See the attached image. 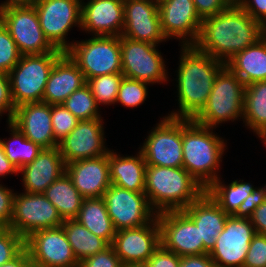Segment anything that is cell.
<instances>
[{"mask_svg": "<svg viewBox=\"0 0 266 267\" xmlns=\"http://www.w3.org/2000/svg\"><path fill=\"white\" fill-rule=\"evenodd\" d=\"M180 256L166 250L162 245L147 260L148 267H179Z\"/></svg>", "mask_w": 266, "mask_h": 267, "instance_id": "obj_47", "label": "cell"}, {"mask_svg": "<svg viewBox=\"0 0 266 267\" xmlns=\"http://www.w3.org/2000/svg\"><path fill=\"white\" fill-rule=\"evenodd\" d=\"M11 174L18 175V170L6 157L3 146L0 144V177L4 178V176Z\"/></svg>", "mask_w": 266, "mask_h": 267, "instance_id": "obj_52", "label": "cell"}, {"mask_svg": "<svg viewBox=\"0 0 266 267\" xmlns=\"http://www.w3.org/2000/svg\"><path fill=\"white\" fill-rule=\"evenodd\" d=\"M35 0H5L0 3V7H5L9 5H30L33 4Z\"/></svg>", "mask_w": 266, "mask_h": 267, "instance_id": "obj_53", "label": "cell"}, {"mask_svg": "<svg viewBox=\"0 0 266 267\" xmlns=\"http://www.w3.org/2000/svg\"><path fill=\"white\" fill-rule=\"evenodd\" d=\"M182 211L199 227L200 240L210 252L215 246L216 238L224 229L229 214L207 192Z\"/></svg>", "mask_w": 266, "mask_h": 267, "instance_id": "obj_26", "label": "cell"}, {"mask_svg": "<svg viewBox=\"0 0 266 267\" xmlns=\"http://www.w3.org/2000/svg\"><path fill=\"white\" fill-rule=\"evenodd\" d=\"M124 75L122 73H113L100 75L86 80L97 105L115 104L119 85Z\"/></svg>", "mask_w": 266, "mask_h": 267, "instance_id": "obj_36", "label": "cell"}, {"mask_svg": "<svg viewBox=\"0 0 266 267\" xmlns=\"http://www.w3.org/2000/svg\"><path fill=\"white\" fill-rule=\"evenodd\" d=\"M161 232V245L178 256L208 254L200 240L199 227L182 211L157 214Z\"/></svg>", "mask_w": 266, "mask_h": 267, "instance_id": "obj_16", "label": "cell"}, {"mask_svg": "<svg viewBox=\"0 0 266 267\" xmlns=\"http://www.w3.org/2000/svg\"><path fill=\"white\" fill-rule=\"evenodd\" d=\"M25 248V239L9 228H0V265L15 258Z\"/></svg>", "mask_w": 266, "mask_h": 267, "instance_id": "obj_40", "label": "cell"}, {"mask_svg": "<svg viewBox=\"0 0 266 267\" xmlns=\"http://www.w3.org/2000/svg\"><path fill=\"white\" fill-rule=\"evenodd\" d=\"M62 227L79 262L109 246L104 239L93 234L76 219L64 220Z\"/></svg>", "mask_w": 266, "mask_h": 267, "instance_id": "obj_32", "label": "cell"}, {"mask_svg": "<svg viewBox=\"0 0 266 267\" xmlns=\"http://www.w3.org/2000/svg\"><path fill=\"white\" fill-rule=\"evenodd\" d=\"M255 235L250 218L229 215L208 254L217 267H243L249 244Z\"/></svg>", "mask_w": 266, "mask_h": 267, "instance_id": "obj_15", "label": "cell"}, {"mask_svg": "<svg viewBox=\"0 0 266 267\" xmlns=\"http://www.w3.org/2000/svg\"><path fill=\"white\" fill-rule=\"evenodd\" d=\"M215 180L206 192L227 214L233 215L239 208L240 204L253 192L256 188L249 182L243 180H234L226 185L220 179Z\"/></svg>", "mask_w": 266, "mask_h": 267, "instance_id": "obj_33", "label": "cell"}, {"mask_svg": "<svg viewBox=\"0 0 266 267\" xmlns=\"http://www.w3.org/2000/svg\"><path fill=\"white\" fill-rule=\"evenodd\" d=\"M247 86L266 80V36L235 54L225 64Z\"/></svg>", "mask_w": 266, "mask_h": 267, "instance_id": "obj_28", "label": "cell"}, {"mask_svg": "<svg viewBox=\"0 0 266 267\" xmlns=\"http://www.w3.org/2000/svg\"><path fill=\"white\" fill-rule=\"evenodd\" d=\"M243 267H266V236L256 234L246 254Z\"/></svg>", "mask_w": 266, "mask_h": 267, "instance_id": "obj_41", "label": "cell"}, {"mask_svg": "<svg viewBox=\"0 0 266 267\" xmlns=\"http://www.w3.org/2000/svg\"><path fill=\"white\" fill-rule=\"evenodd\" d=\"M158 46L120 36L122 74L152 85L169 81L167 67Z\"/></svg>", "mask_w": 266, "mask_h": 267, "instance_id": "obj_11", "label": "cell"}, {"mask_svg": "<svg viewBox=\"0 0 266 267\" xmlns=\"http://www.w3.org/2000/svg\"><path fill=\"white\" fill-rule=\"evenodd\" d=\"M21 56L8 29L0 21V72L8 74L19 62Z\"/></svg>", "mask_w": 266, "mask_h": 267, "instance_id": "obj_38", "label": "cell"}, {"mask_svg": "<svg viewBox=\"0 0 266 267\" xmlns=\"http://www.w3.org/2000/svg\"><path fill=\"white\" fill-rule=\"evenodd\" d=\"M15 109L9 76L0 72V116L2 117V114L7 113V121H11L15 114Z\"/></svg>", "mask_w": 266, "mask_h": 267, "instance_id": "obj_43", "label": "cell"}, {"mask_svg": "<svg viewBox=\"0 0 266 267\" xmlns=\"http://www.w3.org/2000/svg\"><path fill=\"white\" fill-rule=\"evenodd\" d=\"M135 156H121L109 150L111 184L133 192L145 191L146 162L139 150Z\"/></svg>", "mask_w": 266, "mask_h": 267, "instance_id": "obj_27", "label": "cell"}, {"mask_svg": "<svg viewBox=\"0 0 266 267\" xmlns=\"http://www.w3.org/2000/svg\"><path fill=\"white\" fill-rule=\"evenodd\" d=\"M161 29L168 39H179L182 45H193L198 38L202 19L193 0H159Z\"/></svg>", "mask_w": 266, "mask_h": 267, "instance_id": "obj_18", "label": "cell"}, {"mask_svg": "<svg viewBox=\"0 0 266 267\" xmlns=\"http://www.w3.org/2000/svg\"><path fill=\"white\" fill-rule=\"evenodd\" d=\"M64 52L55 49L45 54L22 55L8 73L15 107L25 103L43 102V94L56 60Z\"/></svg>", "mask_w": 266, "mask_h": 267, "instance_id": "obj_6", "label": "cell"}, {"mask_svg": "<svg viewBox=\"0 0 266 267\" xmlns=\"http://www.w3.org/2000/svg\"><path fill=\"white\" fill-rule=\"evenodd\" d=\"M235 0H193L200 18L215 16L229 7Z\"/></svg>", "mask_w": 266, "mask_h": 267, "instance_id": "obj_46", "label": "cell"}, {"mask_svg": "<svg viewBox=\"0 0 266 267\" xmlns=\"http://www.w3.org/2000/svg\"><path fill=\"white\" fill-rule=\"evenodd\" d=\"M11 122L25 137L42 148L58 147L51 123V105L45 102L25 103L15 109Z\"/></svg>", "mask_w": 266, "mask_h": 267, "instance_id": "obj_23", "label": "cell"}, {"mask_svg": "<svg viewBox=\"0 0 266 267\" xmlns=\"http://www.w3.org/2000/svg\"><path fill=\"white\" fill-rule=\"evenodd\" d=\"M78 122L79 120L62 104L51 105V123L58 143L77 126Z\"/></svg>", "mask_w": 266, "mask_h": 267, "instance_id": "obj_39", "label": "cell"}, {"mask_svg": "<svg viewBox=\"0 0 266 267\" xmlns=\"http://www.w3.org/2000/svg\"><path fill=\"white\" fill-rule=\"evenodd\" d=\"M254 20L262 23L266 19V0H235Z\"/></svg>", "mask_w": 266, "mask_h": 267, "instance_id": "obj_48", "label": "cell"}, {"mask_svg": "<svg viewBox=\"0 0 266 267\" xmlns=\"http://www.w3.org/2000/svg\"><path fill=\"white\" fill-rule=\"evenodd\" d=\"M86 84L83 72L64 52L55 62L47 80L43 102L50 105L62 104L74 91Z\"/></svg>", "mask_w": 266, "mask_h": 267, "instance_id": "obj_25", "label": "cell"}, {"mask_svg": "<svg viewBox=\"0 0 266 267\" xmlns=\"http://www.w3.org/2000/svg\"><path fill=\"white\" fill-rule=\"evenodd\" d=\"M245 87L242 80L225 65L215 77L206 105L192 120L216 129L217 125L230 120L243 119Z\"/></svg>", "mask_w": 266, "mask_h": 267, "instance_id": "obj_5", "label": "cell"}, {"mask_svg": "<svg viewBox=\"0 0 266 267\" xmlns=\"http://www.w3.org/2000/svg\"><path fill=\"white\" fill-rule=\"evenodd\" d=\"M122 265L121 259L115 254L111 245L79 263V267H122Z\"/></svg>", "mask_w": 266, "mask_h": 267, "instance_id": "obj_42", "label": "cell"}, {"mask_svg": "<svg viewBox=\"0 0 266 267\" xmlns=\"http://www.w3.org/2000/svg\"><path fill=\"white\" fill-rule=\"evenodd\" d=\"M266 201V184L258 187L240 204L238 210L233 214L235 217L250 218L256 207Z\"/></svg>", "mask_w": 266, "mask_h": 267, "instance_id": "obj_44", "label": "cell"}, {"mask_svg": "<svg viewBox=\"0 0 266 267\" xmlns=\"http://www.w3.org/2000/svg\"><path fill=\"white\" fill-rule=\"evenodd\" d=\"M264 36L261 23L252 19L234 1L219 14L202 21L193 45L226 64L235 54L256 44Z\"/></svg>", "mask_w": 266, "mask_h": 267, "instance_id": "obj_1", "label": "cell"}, {"mask_svg": "<svg viewBox=\"0 0 266 267\" xmlns=\"http://www.w3.org/2000/svg\"><path fill=\"white\" fill-rule=\"evenodd\" d=\"M0 184V228H8L13 215L15 192Z\"/></svg>", "mask_w": 266, "mask_h": 267, "instance_id": "obj_45", "label": "cell"}, {"mask_svg": "<svg viewBox=\"0 0 266 267\" xmlns=\"http://www.w3.org/2000/svg\"><path fill=\"white\" fill-rule=\"evenodd\" d=\"M180 50L176 74L179 109L167 116L193 119L206 105L215 77L225 63L194 45H181Z\"/></svg>", "mask_w": 266, "mask_h": 267, "instance_id": "obj_2", "label": "cell"}, {"mask_svg": "<svg viewBox=\"0 0 266 267\" xmlns=\"http://www.w3.org/2000/svg\"><path fill=\"white\" fill-rule=\"evenodd\" d=\"M205 192L206 189L183 167H146L144 193L157 214L183 210Z\"/></svg>", "mask_w": 266, "mask_h": 267, "instance_id": "obj_4", "label": "cell"}, {"mask_svg": "<svg viewBox=\"0 0 266 267\" xmlns=\"http://www.w3.org/2000/svg\"><path fill=\"white\" fill-rule=\"evenodd\" d=\"M250 220L256 231V234L266 236V201L256 207L250 217Z\"/></svg>", "mask_w": 266, "mask_h": 267, "instance_id": "obj_50", "label": "cell"}, {"mask_svg": "<svg viewBox=\"0 0 266 267\" xmlns=\"http://www.w3.org/2000/svg\"><path fill=\"white\" fill-rule=\"evenodd\" d=\"M10 138L7 141L0 139L6 157L17 170L31 163L42 151L37 143L28 140L25 135L11 121H7Z\"/></svg>", "mask_w": 266, "mask_h": 267, "instance_id": "obj_34", "label": "cell"}, {"mask_svg": "<svg viewBox=\"0 0 266 267\" xmlns=\"http://www.w3.org/2000/svg\"><path fill=\"white\" fill-rule=\"evenodd\" d=\"M81 225L98 237L112 244L116 230L110 219L104 198H84L81 208L75 218Z\"/></svg>", "mask_w": 266, "mask_h": 267, "instance_id": "obj_30", "label": "cell"}, {"mask_svg": "<svg viewBox=\"0 0 266 267\" xmlns=\"http://www.w3.org/2000/svg\"><path fill=\"white\" fill-rule=\"evenodd\" d=\"M81 3V0H35L32 4L45 38L55 49L66 52L71 47L67 36L72 27L81 28Z\"/></svg>", "mask_w": 266, "mask_h": 267, "instance_id": "obj_9", "label": "cell"}, {"mask_svg": "<svg viewBox=\"0 0 266 267\" xmlns=\"http://www.w3.org/2000/svg\"><path fill=\"white\" fill-rule=\"evenodd\" d=\"M0 267H33V264L28 251L24 248L15 258L0 265Z\"/></svg>", "mask_w": 266, "mask_h": 267, "instance_id": "obj_51", "label": "cell"}, {"mask_svg": "<svg viewBox=\"0 0 266 267\" xmlns=\"http://www.w3.org/2000/svg\"><path fill=\"white\" fill-rule=\"evenodd\" d=\"M103 198L116 231L144 226L157 216L144 192H133L111 184Z\"/></svg>", "mask_w": 266, "mask_h": 267, "instance_id": "obj_13", "label": "cell"}, {"mask_svg": "<svg viewBox=\"0 0 266 267\" xmlns=\"http://www.w3.org/2000/svg\"><path fill=\"white\" fill-rule=\"evenodd\" d=\"M121 36L159 45L166 42L161 29L158 1L124 0V27Z\"/></svg>", "mask_w": 266, "mask_h": 267, "instance_id": "obj_19", "label": "cell"}, {"mask_svg": "<svg viewBox=\"0 0 266 267\" xmlns=\"http://www.w3.org/2000/svg\"><path fill=\"white\" fill-rule=\"evenodd\" d=\"M103 118L82 120L64 138L58 148L65 164L83 159H91L103 156L109 152L104 144Z\"/></svg>", "mask_w": 266, "mask_h": 267, "instance_id": "obj_17", "label": "cell"}, {"mask_svg": "<svg viewBox=\"0 0 266 267\" xmlns=\"http://www.w3.org/2000/svg\"><path fill=\"white\" fill-rule=\"evenodd\" d=\"M65 167L58 147L43 148L31 163L18 170L22 175L24 192L43 193L65 173Z\"/></svg>", "mask_w": 266, "mask_h": 267, "instance_id": "obj_24", "label": "cell"}, {"mask_svg": "<svg viewBox=\"0 0 266 267\" xmlns=\"http://www.w3.org/2000/svg\"><path fill=\"white\" fill-rule=\"evenodd\" d=\"M62 224L56 207L43 193H15L13 215L8 228L24 239L36 230L56 228Z\"/></svg>", "mask_w": 266, "mask_h": 267, "instance_id": "obj_12", "label": "cell"}, {"mask_svg": "<svg viewBox=\"0 0 266 267\" xmlns=\"http://www.w3.org/2000/svg\"><path fill=\"white\" fill-rule=\"evenodd\" d=\"M139 147L146 165L182 167V118L164 116Z\"/></svg>", "mask_w": 266, "mask_h": 267, "instance_id": "obj_10", "label": "cell"}, {"mask_svg": "<svg viewBox=\"0 0 266 267\" xmlns=\"http://www.w3.org/2000/svg\"><path fill=\"white\" fill-rule=\"evenodd\" d=\"M243 123L266 142V80L245 87Z\"/></svg>", "mask_w": 266, "mask_h": 267, "instance_id": "obj_29", "label": "cell"}, {"mask_svg": "<svg viewBox=\"0 0 266 267\" xmlns=\"http://www.w3.org/2000/svg\"><path fill=\"white\" fill-rule=\"evenodd\" d=\"M33 267H78L79 261L62 226L40 229L25 238Z\"/></svg>", "mask_w": 266, "mask_h": 267, "instance_id": "obj_14", "label": "cell"}, {"mask_svg": "<svg viewBox=\"0 0 266 267\" xmlns=\"http://www.w3.org/2000/svg\"><path fill=\"white\" fill-rule=\"evenodd\" d=\"M213 130L182 118V167L205 189L219 178L221 158L227 147Z\"/></svg>", "mask_w": 266, "mask_h": 267, "instance_id": "obj_3", "label": "cell"}, {"mask_svg": "<svg viewBox=\"0 0 266 267\" xmlns=\"http://www.w3.org/2000/svg\"><path fill=\"white\" fill-rule=\"evenodd\" d=\"M264 35L266 34V19L261 23Z\"/></svg>", "mask_w": 266, "mask_h": 267, "instance_id": "obj_55", "label": "cell"}, {"mask_svg": "<svg viewBox=\"0 0 266 267\" xmlns=\"http://www.w3.org/2000/svg\"><path fill=\"white\" fill-rule=\"evenodd\" d=\"M122 267H148L146 263H128L123 264Z\"/></svg>", "mask_w": 266, "mask_h": 267, "instance_id": "obj_54", "label": "cell"}, {"mask_svg": "<svg viewBox=\"0 0 266 267\" xmlns=\"http://www.w3.org/2000/svg\"><path fill=\"white\" fill-rule=\"evenodd\" d=\"M65 172L84 198H101L111 185L109 152L66 164Z\"/></svg>", "mask_w": 266, "mask_h": 267, "instance_id": "obj_22", "label": "cell"}, {"mask_svg": "<svg viewBox=\"0 0 266 267\" xmlns=\"http://www.w3.org/2000/svg\"><path fill=\"white\" fill-rule=\"evenodd\" d=\"M62 105L79 121L102 118L100 107L87 84L74 91Z\"/></svg>", "mask_w": 266, "mask_h": 267, "instance_id": "obj_35", "label": "cell"}, {"mask_svg": "<svg viewBox=\"0 0 266 267\" xmlns=\"http://www.w3.org/2000/svg\"><path fill=\"white\" fill-rule=\"evenodd\" d=\"M83 72L85 80L113 73H122L120 36H93L74 41L66 51Z\"/></svg>", "mask_w": 266, "mask_h": 267, "instance_id": "obj_7", "label": "cell"}, {"mask_svg": "<svg viewBox=\"0 0 266 267\" xmlns=\"http://www.w3.org/2000/svg\"><path fill=\"white\" fill-rule=\"evenodd\" d=\"M149 83L136 79L123 77L115 103H121L124 107L135 108L143 104L148 96Z\"/></svg>", "mask_w": 266, "mask_h": 267, "instance_id": "obj_37", "label": "cell"}, {"mask_svg": "<svg viewBox=\"0 0 266 267\" xmlns=\"http://www.w3.org/2000/svg\"><path fill=\"white\" fill-rule=\"evenodd\" d=\"M179 267H217L209 254L182 256Z\"/></svg>", "mask_w": 266, "mask_h": 267, "instance_id": "obj_49", "label": "cell"}, {"mask_svg": "<svg viewBox=\"0 0 266 267\" xmlns=\"http://www.w3.org/2000/svg\"><path fill=\"white\" fill-rule=\"evenodd\" d=\"M43 194L56 207L63 221L77 217L84 199L66 172L49 185Z\"/></svg>", "mask_w": 266, "mask_h": 267, "instance_id": "obj_31", "label": "cell"}, {"mask_svg": "<svg viewBox=\"0 0 266 267\" xmlns=\"http://www.w3.org/2000/svg\"><path fill=\"white\" fill-rule=\"evenodd\" d=\"M124 0H88L81 3V30L92 36H121Z\"/></svg>", "mask_w": 266, "mask_h": 267, "instance_id": "obj_21", "label": "cell"}, {"mask_svg": "<svg viewBox=\"0 0 266 267\" xmlns=\"http://www.w3.org/2000/svg\"><path fill=\"white\" fill-rule=\"evenodd\" d=\"M0 21L22 55L45 54L55 50L45 38L32 4L0 7Z\"/></svg>", "mask_w": 266, "mask_h": 267, "instance_id": "obj_8", "label": "cell"}, {"mask_svg": "<svg viewBox=\"0 0 266 267\" xmlns=\"http://www.w3.org/2000/svg\"><path fill=\"white\" fill-rule=\"evenodd\" d=\"M161 245L157 216L148 224L116 231L112 248L123 264L146 263Z\"/></svg>", "mask_w": 266, "mask_h": 267, "instance_id": "obj_20", "label": "cell"}]
</instances>
